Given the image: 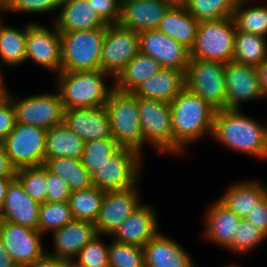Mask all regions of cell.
<instances>
[{
	"label": "cell",
	"mask_w": 267,
	"mask_h": 267,
	"mask_svg": "<svg viewBox=\"0 0 267 267\" xmlns=\"http://www.w3.org/2000/svg\"><path fill=\"white\" fill-rule=\"evenodd\" d=\"M211 137L228 149L267 160V124L242 109L216 110Z\"/></svg>",
	"instance_id": "1"
},
{
	"label": "cell",
	"mask_w": 267,
	"mask_h": 267,
	"mask_svg": "<svg viewBox=\"0 0 267 267\" xmlns=\"http://www.w3.org/2000/svg\"><path fill=\"white\" fill-rule=\"evenodd\" d=\"M173 130V154L185 146L212 135L216 109L186 87L169 103Z\"/></svg>",
	"instance_id": "2"
},
{
	"label": "cell",
	"mask_w": 267,
	"mask_h": 267,
	"mask_svg": "<svg viewBox=\"0 0 267 267\" xmlns=\"http://www.w3.org/2000/svg\"><path fill=\"white\" fill-rule=\"evenodd\" d=\"M56 87L65 110L75 108L103 107L114 89L107 78L111 76L101 70L61 71L56 75Z\"/></svg>",
	"instance_id": "3"
},
{
	"label": "cell",
	"mask_w": 267,
	"mask_h": 267,
	"mask_svg": "<svg viewBox=\"0 0 267 267\" xmlns=\"http://www.w3.org/2000/svg\"><path fill=\"white\" fill-rule=\"evenodd\" d=\"M111 124L112 138L121 148L142 155L144 139L138 109V97L133 92L113 89L105 105Z\"/></svg>",
	"instance_id": "4"
},
{
	"label": "cell",
	"mask_w": 267,
	"mask_h": 267,
	"mask_svg": "<svg viewBox=\"0 0 267 267\" xmlns=\"http://www.w3.org/2000/svg\"><path fill=\"white\" fill-rule=\"evenodd\" d=\"M106 28L60 32L61 71L100 70Z\"/></svg>",
	"instance_id": "5"
},
{
	"label": "cell",
	"mask_w": 267,
	"mask_h": 267,
	"mask_svg": "<svg viewBox=\"0 0 267 267\" xmlns=\"http://www.w3.org/2000/svg\"><path fill=\"white\" fill-rule=\"evenodd\" d=\"M236 26L231 17L199 22L190 58L226 64L233 59Z\"/></svg>",
	"instance_id": "6"
},
{
	"label": "cell",
	"mask_w": 267,
	"mask_h": 267,
	"mask_svg": "<svg viewBox=\"0 0 267 267\" xmlns=\"http://www.w3.org/2000/svg\"><path fill=\"white\" fill-rule=\"evenodd\" d=\"M185 87L216 110L226 109L225 64L190 58L185 72Z\"/></svg>",
	"instance_id": "7"
},
{
	"label": "cell",
	"mask_w": 267,
	"mask_h": 267,
	"mask_svg": "<svg viewBox=\"0 0 267 267\" xmlns=\"http://www.w3.org/2000/svg\"><path fill=\"white\" fill-rule=\"evenodd\" d=\"M46 133L43 128L16 122L13 131L1 142L16 169L45 164Z\"/></svg>",
	"instance_id": "8"
},
{
	"label": "cell",
	"mask_w": 267,
	"mask_h": 267,
	"mask_svg": "<svg viewBox=\"0 0 267 267\" xmlns=\"http://www.w3.org/2000/svg\"><path fill=\"white\" fill-rule=\"evenodd\" d=\"M138 109L144 144L159 154L173 155V130L169 103L156 99L138 98Z\"/></svg>",
	"instance_id": "9"
},
{
	"label": "cell",
	"mask_w": 267,
	"mask_h": 267,
	"mask_svg": "<svg viewBox=\"0 0 267 267\" xmlns=\"http://www.w3.org/2000/svg\"><path fill=\"white\" fill-rule=\"evenodd\" d=\"M141 157L135 150L120 148L92 174L93 186L105 192L137 186L143 163Z\"/></svg>",
	"instance_id": "10"
},
{
	"label": "cell",
	"mask_w": 267,
	"mask_h": 267,
	"mask_svg": "<svg viewBox=\"0 0 267 267\" xmlns=\"http://www.w3.org/2000/svg\"><path fill=\"white\" fill-rule=\"evenodd\" d=\"M16 113V122L48 130L64 123L63 103L60 93L48 92L16 99L7 91Z\"/></svg>",
	"instance_id": "11"
},
{
	"label": "cell",
	"mask_w": 267,
	"mask_h": 267,
	"mask_svg": "<svg viewBox=\"0 0 267 267\" xmlns=\"http://www.w3.org/2000/svg\"><path fill=\"white\" fill-rule=\"evenodd\" d=\"M139 52V33L118 23L108 24L102 46L100 70L114 80Z\"/></svg>",
	"instance_id": "12"
},
{
	"label": "cell",
	"mask_w": 267,
	"mask_h": 267,
	"mask_svg": "<svg viewBox=\"0 0 267 267\" xmlns=\"http://www.w3.org/2000/svg\"><path fill=\"white\" fill-rule=\"evenodd\" d=\"M26 60H32L40 67L55 71L56 75L61 72V38L55 23L53 28L35 23H27L26 33Z\"/></svg>",
	"instance_id": "13"
},
{
	"label": "cell",
	"mask_w": 267,
	"mask_h": 267,
	"mask_svg": "<svg viewBox=\"0 0 267 267\" xmlns=\"http://www.w3.org/2000/svg\"><path fill=\"white\" fill-rule=\"evenodd\" d=\"M42 236L36 229L0 220V241L17 266L30 264L46 253Z\"/></svg>",
	"instance_id": "14"
},
{
	"label": "cell",
	"mask_w": 267,
	"mask_h": 267,
	"mask_svg": "<svg viewBox=\"0 0 267 267\" xmlns=\"http://www.w3.org/2000/svg\"><path fill=\"white\" fill-rule=\"evenodd\" d=\"M138 187L107 191L102 199L100 211L94 225L98 234L108 237L140 206Z\"/></svg>",
	"instance_id": "15"
},
{
	"label": "cell",
	"mask_w": 267,
	"mask_h": 267,
	"mask_svg": "<svg viewBox=\"0 0 267 267\" xmlns=\"http://www.w3.org/2000/svg\"><path fill=\"white\" fill-rule=\"evenodd\" d=\"M226 109H242L241 103L266 99L256 67L230 61L225 64Z\"/></svg>",
	"instance_id": "16"
},
{
	"label": "cell",
	"mask_w": 267,
	"mask_h": 267,
	"mask_svg": "<svg viewBox=\"0 0 267 267\" xmlns=\"http://www.w3.org/2000/svg\"><path fill=\"white\" fill-rule=\"evenodd\" d=\"M139 47L141 53L154 58L162 67L186 72L190 50L158 29L140 32Z\"/></svg>",
	"instance_id": "17"
},
{
	"label": "cell",
	"mask_w": 267,
	"mask_h": 267,
	"mask_svg": "<svg viewBox=\"0 0 267 267\" xmlns=\"http://www.w3.org/2000/svg\"><path fill=\"white\" fill-rule=\"evenodd\" d=\"M170 7L165 0H122L118 24L137 33L157 29Z\"/></svg>",
	"instance_id": "18"
},
{
	"label": "cell",
	"mask_w": 267,
	"mask_h": 267,
	"mask_svg": "<svg viewBox=\"0 0 267 267\" xmlns=\"http://www.w3.org/2000/svg\"><path fill=\"white\" fill-rule=\"evenodd\" d=\"M152 205L142 203L111 235L118 242L143 247L160 230Z\"/></svg>",
	"instance_id": "19"
},
{
	"label": "cell",
	"mask_w": 267,
	"mask_h": 267,
	"mask_svg": "<svg viewBox=\"0 0 267 267\" xmlns=\"http://www.w3.org/2000/svg\"><path fill=\"white\" fill-rule=\"evenodd\" d=\"M39 211L40 203L33 200L14 178L7 188L6 198L0 207V220L37 230Z\"/></svg>",
	"instance_id": "20"
},
{
	"label": "cell",
	"mask_w": 267,
	"mask_h": 267,
	"mask_svg": "<svg viewBox=\"0 0 267 267\" xmlns=\"http://www.w3.org/2000/svg\"><path fill=\"white\" fill-rule=\"evenodd\" d=\"M64 124L84 142L112 138L111 124L105 106L65 110Z\"/></svg>",
	"instance_id": "21"
},
{
	"label": "cell",
	"mask_w": 267,
	"mask_h": 267,
	"mask_svg": "<svg viewBox=\"0 0 267 267\" xmlns=\"http://www.w3.org/2000/svg\"><path fill=\"white\" fill-rule=\"evenodd\" d=\"M96 235L93 223L81 220H72L65 226L52 232L53 250L48 253L69 261L70 263Z\"/></svg>",
	"instance_id": "22"
},
{
	"label": "cell",
	"mask_w": 267,
	"mask_h": 267,
	"mask_svg": "<svg viewBox=\"0 0 267 267\" xmlns=\"http://www.w3.org/2000/svg\"><path fill=\"white\" fill-rule=\"evenodd\" d=\"M143 251L145 267H195L182 245L161 231L143 246Z\"/></svg>",
	"instance_id": "23"
},
{
	"label": "cell",
	"mask_w": 267,
	"mask_h": 267,
	"mask_svg": "<svg viewBox=\"0 0 267 267\" xmlns=\"http://www.w3.org/2000/svg\"><path fill=\"white\" fill-rule=\"evenodd\" d=\"M54 23L59 32L106 28L96 9L88 0H61Z\"/></svg>",
	"instance_id": "24"
},
{
	"label": "cell",
	"mask_w": 267,
	"mask_h": 267,
	"mask_svg": "<svg viewBox=\"0 0 267 267\" xmlns=\"http://www.w3.org/2000/svg\"><path fill=\"white\" fill-rule=\"evenodd\" d=\"M205 211L203 236L226 250L233 242L241 218L218 199Z\"/></svg>",
	"instance_id": "25"
},
{
	"label": "cell",
	"mask_w": 267,
	"mask_h": 267,
	"mask_svg": "<svg viewBox=\"0 0 267 267\" xmlns=\"http://www.w3.org/2000/svg\"><path fill=\"white\" fill-rule=\"evenodd\" d=\"M185 88V72L162 67V69L143 82L133 93L138 98L156 99L170 103Z\"/></svg>",
	"instance_id": "26"
},
{
	"label": "cell",
	"mask_w": 267,
	"mask_h": 267,
	"mask_svg": "<svg viewBox=\"0 0 267 267\" xmlns=\"http://www.w3.org/2000/svg\"><path fill=\"white\" fill-rule=\"evenodd\" d=\"M266 195L267 188L258 180L252 179L233 183L217 199L241 219H245Z\"/></svg>",
	"instance_id": "27"
},
{
	"label": "cell",
	"mask_w": 267,
	"mask_h": 267,
	"mask_svg": "<svg viewBox=\"0 0 267 267\" xmlns=\"http://www.w3.org/2000/svg\"><path fill=\"white\" fill-rule=\"evenodd\" d=\"M198 25L185 6H171L157 29L190 50L195 43Z\"/></svg>",
	"instance_id": "28"
},
{
	"label": "cell",
	"mask_w": 267,
	"mask_h": 267,
	"mask_svg": "<svg viewBox=\"0 0 267 267\" xmlns=\"http://www.w3.org/2000/svg\"><path fill=\"white\" fill-rule=\"evenodd\" d=\"M161 69L158 61L139 52L113 80L114 88L123 92H133Z\"/></svg>",
	"instance_id": "29"
},
{
	"label": "cell",
	"mask_w": 267,
	"mask_h": 267,
	"mask_svg": "<svg viewBox=\"0 0 267 267\" xmlns=\"http://www.w3.org/2000/svg\"><path fill=\"white\" fill-rule=\"evenodd\" d=\"M84 140L64 123L54 126L46 133V158L71 157L80 159Z\"/></svg>",
	"instance_id": "30"
},
{
	"label": "cell",
	"mask_w": 267,
	"mask_h": 267,
	"mask_svg": "<svg viewBox=\"0 0 267 267\" xmlns=\"http://www.w3.org/2000/svg\"><path fill=\"white\" fill-rule=\"evenodd\" d=\"M44 166L64 180L72 192L93 186L92 175L82 165L80 159L71 157L45 158Z\"/></svg>",
	"instance_id": "31"
},
{
	"label": "cell",
	"mask_w": 267,
	"mask_h": 267,
	"mask_svg": "<svg viewBox=\"0 0 267 267\" xmlns=\"http://www.w3.org/2000/svg\"><path fill=\"white\" fill-rule=\"evenodd\" d=\"M0 13V67L18 66L26 60L27 23L22 30L6 25ZM4 23V24H3ZM1 71V70H0Z\"/></svg>",
	"instance_id": "32"
},
{
	"label": "cell",
	"mask_w": 267,
	"mask_h": 267,
	"mask_svg": "<svg viewBox=\"0 0 267 267\" xmlns=\"http://www.w3.org/2000/svg\"><path fill=\"white\" fill-rule=\"evenodd\" d=\"M265 59H267L266 37L236 30L232 61L257 67Z\"/></svg>",
	"instance_id": "33"
},
{
	"label": "cell",
	"mask_w": 267,
	"mask_h": 267,
	"mask_svg": "<svg viewBox=\"0 0 267 267\" xmlns=\"http://www.w3.org/2000/svg\"><path fill=\"white\" fill-rule=\"evenodd\" d=\"M105 191L96 186L84 190L73 191L69 197L73 220L95 223L98 218Z\"/></svg>",
	"instance_id": "34"
},
{
	"label": "cell",
	"mask_w": 267,
	"mask_h": 267,
	"mask_svg": "<svg viewBox=\"0 0 267 267\" xmlns=\"http://www.w3.org/2000/svg\"><path fill=\"white\" fill-rule=\"evenodd\" d=\"M251 0H239L233 12L236 30L267 37V5L246 6Z\"/></svg>",
	"instance_id": "35"
},
{
	"label": "cell",
	"mask_w": 267,
	"mask_h": 267,
	"mask_svg": "<svg viewBox=\"0 0 267 267\" xmlns=\"http://www.w3.org/2000/svg\"><path fill=\"white\" fill-rule=\"evenodd\" d=\"M239 0H188L187 11L198 21L231 17Z\"/></svg>",
	"instance_id": "36"
},
{
	"label": "cell",
	"mask_w": 267,
	"mask_h": 267,
	"mask_svg": "<svg viewBox=\"0 0 267 267\" xmlns=\"http://www.w3.org/2000/svg\"><path fill=\"white\" fill-rule=\"evenodd\" d=\"M120 148L113 138L84 142L83 153L80 158L81 163L92 175L101 165L109 161Z\"/></svg>",
	"instance_id": "37"
},
{
	"label": "cell",
	"mask_w": 267,
	"mask_h": 267,
	"mask_svg": "<svg viewBox=\"0 0 267 267\" xmlns=\"http://www.w3.org/2000/svg\"><path fill=\"white\" fill-rule=\"evenodd\" d=\"M15 178L33 200L40 204L47 201V168L44 165L19 168Z\"/></svg>",
	"instance_id": "38"
},
{
	"label": "cell",
	"mask_w": 267,
	"mask_h": 267,
	"mask_svg": "<svg viewBox=\"0 0 267 267\" xmlns=\"http://www.w3.org/2000/svg\"><path fill=\"white\" fill-rule=\"evenodd\" d=\"M73 220L68 202L40 204L37 230L41 234L52 233Z\"/></svg>",
	"instance_id": "39"
},
{
	"label": "cell",
	"mask_w": 267,
	"mask_h": 267,
	"mask_svg": "<svg viewBox=\"0 0 267 267\" xmlns=\"http://www.w3.org/2000/svg\"><path fill=\"white\" fill-rule=\"evenodd\" d=\"M103 235H96L87 243L71 264L74 267H109V243L102 240Z\"/></svg>",
	"instance_id": "40"
},
{
	"label": "cell",
	"mask_w": 267,
	"mask_h": 267,
	"mask_svg": "<svg viewBox=\"0 0 267 267\" xmlns=\"http://www.w3.org/2000/svg\"><path fill=\"white\" fill-rule=\"evenodd\" d=\"M108 257L109 267H145L143 247L111 240Z\"/></svg>",
	"instance_id": "41"
},
{
	"label": "cell",
	"mask_w": 267,
	"mask_h": 267,
	"mask_svg": "<svg viewBox=\"0 0 267 267\" xmlns=\"http://www.w3.org/2000/svg\"><path fill=\"white\" fill-rule=\"evenodd\" d=\"M267 239V235L246 219H241L232 244L226 249L237 254L249 253Z\"/></svg>",
	"instance_id": "42"
},
{
	"label": "cell",
	"mask_w": 267,
	"mask_h": 267,
	"mask_svg": "<svg viewBox=\"0 0 267 267\" xmlns=\"http://www.w3.org/2000/svg\"><path fill=\"white\" fill-rule=\"evenodd\" d=\"M61 0H4L0 4V13H51L59 11Z\"/></svg>",
	"instance_id": "43"
},
{
	"label": "cell",
	"mask_w": 267,
	"mask_h": 267,
	"mask_svg": "<svg viewBox=\"0 0 267 267\" xmlns=\"http://www.w3.org/2000/svg\"><path fill=\"white\" fill-rule=\"evenodd\" d=\"M47 202H68L72 193L67 183L47 169Z\"/></svg>",
	"instance_id": "44"
},
{
	"label": "cell",
	"mask_w": 267,
	"mask_h": 267,
	"mask_svg": "<svg viewBox=\"0 0 267 267\" xmlns=\"http://www.w3.org/2000/svg\"><path fill=\"white\" fill-rule=\"evenodd\" d=\"M122 0H88L101 19L108 24H117L120 18Z\"/></svg>",
	"instance_id": "45"
},
{
	"label": "cell",
	"mask_w": 267,
	"mask_h": 267,
	"mask_svg": "<svg viewBox=\"0 0 267 267\" xmlns=\"http://www.w3.org/2000/svg\"><path fill=\"white\" fill-rule=\"evenodd\" d=\"M16 113L11 99L6 96L0 101V143L13 131Z\"/></svg>",
	"instance_id": "46"
},
{
	"label": "cell",
	"mask_w": 267,
	"mask_h": 267,
	"mask_svg": "<svg viewBox=\"0 0 267 267\" xmlns=\"http://www.w3.org/2000/svg\"><path fill=\"white\" fill-rule=\"evenodd\" d=\"M245 219L267 235V195L255 205Z\"/></svg>",
	"instance_id": "47"
},
{
	"label": "cell",
	"mask_w": 267,
	"mask_h": 267,
	"mask_svg": "<svg viewBox=\"0 0 267 267\" xmlns=\"http://www.w3.org/2000/svg\"><path fill=\"white\" fill-rule=\"evenodd\" d=\"M70 264L69 261L54 257L46 252L44 255L36 259L30 264L23 267H67Z\"/></svg>",
	"instance_id": "48"
},
{
	"label": "cell",
	"mask_w": 267,
	"mask_h": 267,
	"mask_svg": "<svg viewBox=\"0 0 267 267\" xmlns=\"http://www.w3.org/2000/svg\"><path fill=\"white\" fill-rule=\"evenodd\" d=\"M16 168L11 164L2 144L0 143V176L15 177Z\"/></svg>",
	"instance_id": "49"
},
{
	"label": "cell",
	"mask_w": 267,
	"mask_h": 267,
	"mask_svg": "<svg viewBox=\"0 0 267 267\" xmlns=\"http://www.w3.org/2000/svg\"><path fill=\"white\" fill-rule=\"evenodd\" d=\"M258 79L264 97L267 98V59L263 60L257 67Z\"/></svg>",
	"instance_id": "50"
},
{
	"label": "cell",
	"mask_w": 267,
	"mask_h": 267,
	"mask_svg": "<svg viewBox=\"0 0 267 267\" xmlns=\"http://www.w3.org/2000/svg\"><path fill=\"white\" fill-rule=\"evenodd\" d=\"M17 265L11 258L9 251L4 247L0 241V267H16Z\"/></svg>",
	"instance_id": "51"
},
{
	"label": "cell",
	"mask_w": 267,
	"mask_h": 267,
	"mask_svg": "<svg viewBox=\"0 0 267 267\" xmlns=\"http://www.w3.org/2000/svg\"><path fill=\"white\" fill-rule=\"evenodd\" d=\"M14 178L15 177H2V176H0V207L2 206V204L6 198L7 188L9 186L10 182Z\"/></svg>",
	"instance_id": "52"
},
{
	"label": "cell",
	"mask_w": 267,
	"mask_h": 267,
	"mask_svg": "<svg viewBox=\"0 0 267 267\" xmlns=\"http://www.w3.org/2000/svg\"><path fill=\"white\" fill-rule=\"evenodd\" d=\"M0 71V101L7 96V87L5 86L4 79Z\"/></svg>",
	"instance_id": "53"
},
{
	"label": "cell",
	"mask_w": 267,
	"mask_h": 267,
	"mask_svg": "<svg viewBox=\"0 0 267 267\" xmlns=\"http://www.w3.org/2000/svg\"><path fill=\"white\" fill-rule=\"evenodd\" d=\"M171 6H185L188 0H165Z\"/></svg>",
	"instance_id": "54"
},
{
	"label": "cell",
	"mask_w": 267,
	"mask_h": 267,
	"mask_svg": "<svg viewBox=\"0 0 267 267\" xmlns=\"http://www.w3.org/2000/svg\"><path fill=\"white\" fill-rule=\"evenodd\" d=\"M67 267H74L71 263Z\"/></svg>",
	"instance_id": "55"
}]
</instances>
